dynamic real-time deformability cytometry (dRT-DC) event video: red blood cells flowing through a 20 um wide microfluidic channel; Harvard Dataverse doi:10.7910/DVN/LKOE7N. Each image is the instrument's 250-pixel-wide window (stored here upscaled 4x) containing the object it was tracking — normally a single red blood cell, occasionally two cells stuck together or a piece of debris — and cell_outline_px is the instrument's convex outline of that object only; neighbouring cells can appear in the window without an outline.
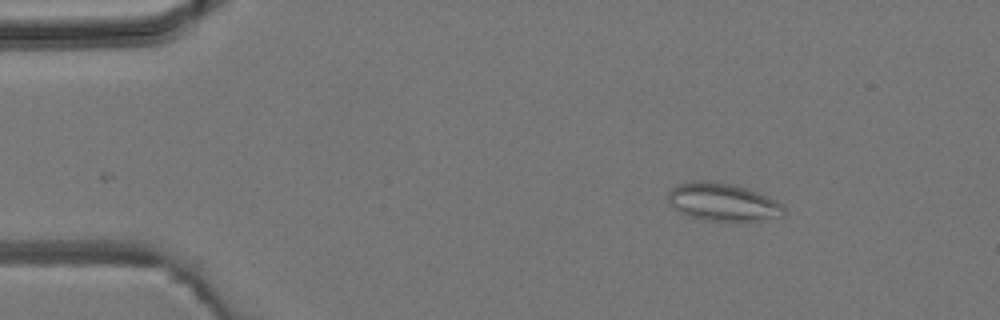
{"species": "common noctule bat (a hibernating species)", "species_latin": "Nyctalus noctula", "temperature_condition": "room temperature", "stored_images_in_passage": 4, "camera_frame_rate_fps": 3000, "um_per_image_px": 0.085, "animal": {"sex": "male", "body_mass_g": 19.2, "forearm_length_mm": 51.8}, "frame": {"image": 1, "passage_image": 2, "time_ms": 1.0, "image_size_px": [1000, 320], "cell_outline_px": [[784, 216], [760, 220], [704, 220], [688, 216], [680, 212], [668, 204], [668, 192], [676, 184], [692, 180], [708, 180], [732, 184], [748, 188], [768, 196], [784, 204]], "centroid_in_image_um": [61.42, 17.15], "position_along_channel_um": 23.6, "area_um2": 25.78}}